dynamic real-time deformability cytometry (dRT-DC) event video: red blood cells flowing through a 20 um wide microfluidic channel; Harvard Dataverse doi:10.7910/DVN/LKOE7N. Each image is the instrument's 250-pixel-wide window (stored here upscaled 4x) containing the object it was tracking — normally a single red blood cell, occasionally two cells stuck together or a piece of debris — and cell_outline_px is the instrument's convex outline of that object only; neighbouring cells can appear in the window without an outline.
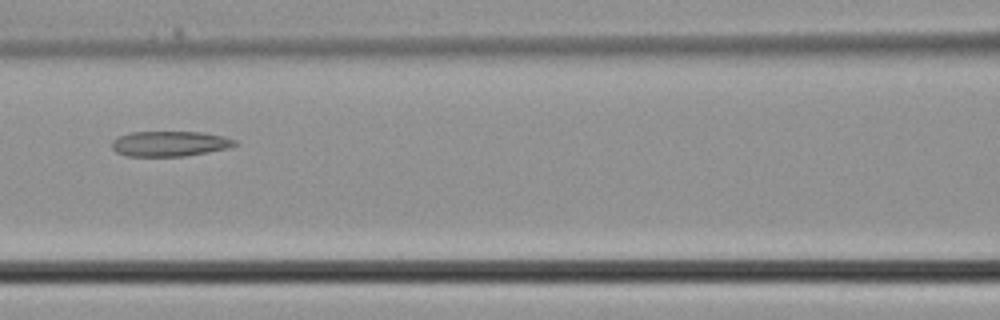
{"species": "common noctule bat (a hibernating species)", "species_latin": "Nyctalus noctula", "temperature_condition": "cold", "stored_images_in_passage": 17, "camera_frame_rate_fps": 3000, "um_per_image_px": 0.085, "animal": {"sex": "male", "body_mass_g": 21.5, "forearm_length_mm": 52.0}, "frame": {"image": 1, "passage_image": 6, "time_ms": 1.667, "image_size_px": [1000, 320], "cell_outline_px": [[240, 144], [228, 148], [208, 152], [184, 156], [128, 156], [116, 152], [112, 148], [112, 140], [120, 136], [132, 132], [204, 132], [224, 136], [236, 140]], "centroid_in_image_um": [14.47, 12.21], "position_along_channel_um": 152.1, "area_um2": 18.15}}
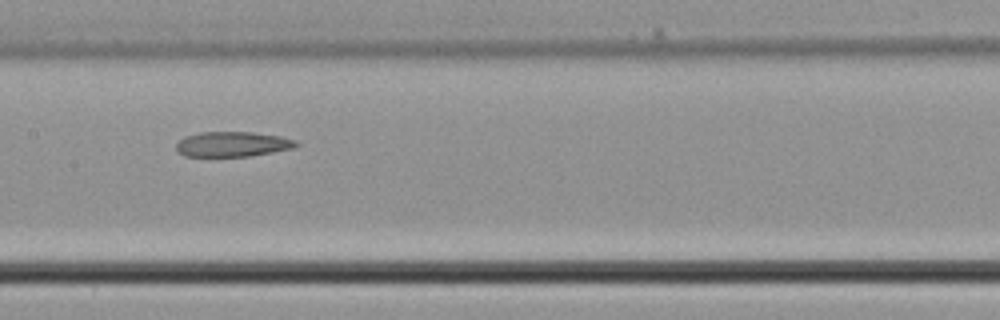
{"frame": {"image": 2, "passage_image": 8, "time_ms": 2.333, "image_size_px": [1000, 320], "cell_outline_px": [[300, 144], [292, 148], [252, 156], [184, 156], [176, 148], [176, 144], [184, 136], [200, 132], [252, 132], [280, 136], [296, 140]], "centroid_in_image_um": [19.77, 12.25], "position_along_channel_um": 187.6, "area_um2": 17.46}}
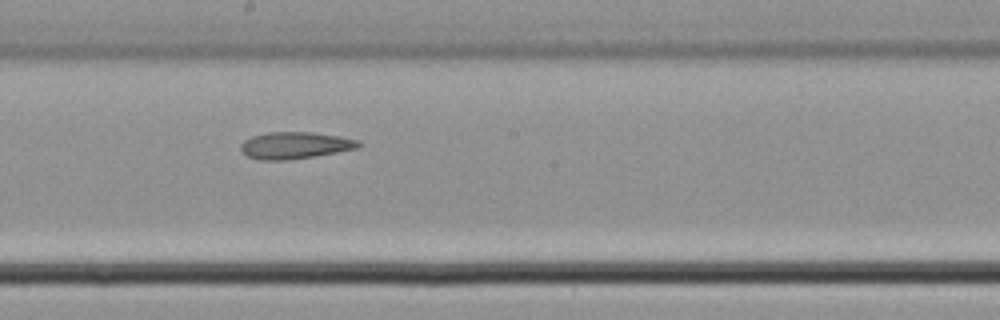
{"frame": {"image": 3, "passage_image": 10, "time_ms": 3.0, "image_size_px": [1000, 320], "cell_outline_px": [[364, 144], [360, 148], [316, 156], [288, 160], [256, 160], [248, 156], [240, 148], [240, 144], [244, 140], [252, 136], [268, 132], [312, 132], [340, 136], [360, 140]], "centroid_in_image_um": [25.13, 12.36], "position_along_channel_um": 223.1, "area_um2": 18.73}}